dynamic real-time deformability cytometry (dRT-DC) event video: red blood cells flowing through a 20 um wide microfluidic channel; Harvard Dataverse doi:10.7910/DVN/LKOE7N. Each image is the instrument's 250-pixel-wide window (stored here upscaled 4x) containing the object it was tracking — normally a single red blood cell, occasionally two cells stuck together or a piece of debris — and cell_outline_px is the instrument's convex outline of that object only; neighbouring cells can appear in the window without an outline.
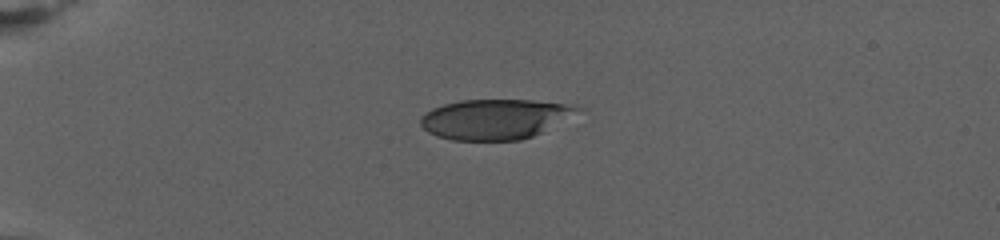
{"species": "human", "species_latin": "Homo sapiens", "temperature_condition": "warm", "stored_images_in_passage": 57, "camera_frame_rate_fps": 3000, "um_per_image_px": 0.085, "donor": {"sex": "female"}, "frame": {"image": 1, "passage_image": 1, "time_ms": 0.0, "image_size_px": [1000, 240], "cell_outline_px": [[584, 108], [540, 132], [532, 136], [520, 140], [452, 140], [436, 136], [428, 132], [420, 124], [420, 116], [432, 108], [444, 104], [460, 100], [532, 100], [564, 104]], "centroid_in_image_um": [41.98, 10.12], "position_along_channel_um": 43.0, "area_um2": 36.13}}
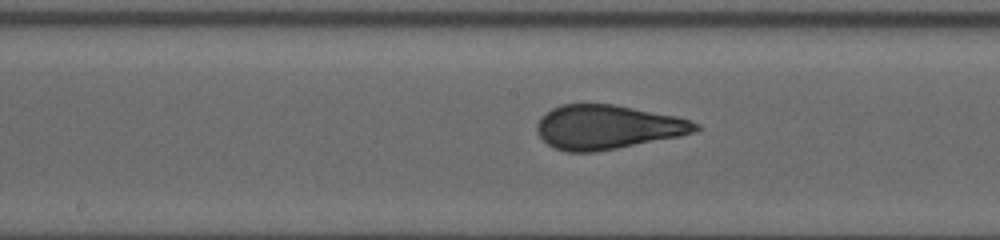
{"frame": {"image": 2, "passage_image": 23, "time_ms": 7.333, "image_size_px": [1000, 240], "cell_outline_px": [[700, 128], [696, 132], [680, 136], [596, 152], [568, 152], [552, 148], [536, 132], [536, 124], [540, 116], [552, 108], [560, 104], [612, 104], [676, 116], [700, 124]], "centroid_in_image_um": [51.6, 10.81], "position_along_channel_um": 196.6, "area_um2": 40.86}}
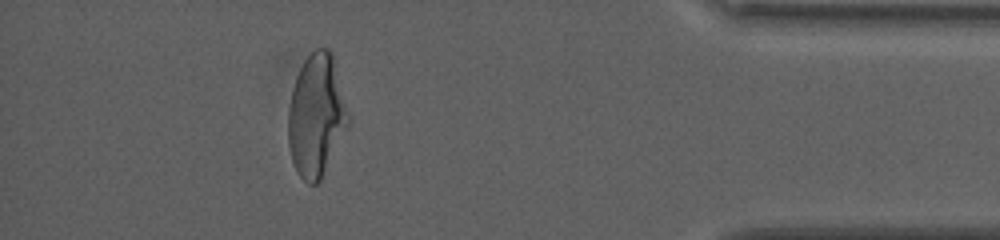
{"frame": {"image": 3, "passage_image": 50, "time_ms": 16.333, "image_size_px": [1000, 240], "cell_outline_px": [[352, 116], [348, 128], [320, 180], [316, 184], [308, 184], [296, 172], [292, 160], [288, 144], [288, 108], [292, 88], [296, 76], [304, 60], [316, 48], [332, 48]], "centroid_in_image_um": [26.94, 9.77], "position_along_channel_um": 408.3, "area_um2": 43.99}, "authors_computed_cell_mechanics": {"area_um2": 40.8646, "velocity_mm_per_s": 2.7643, "shape_relaxation_time_tau1_ms": 6.7471, "shape_relaxation_time_tau2_ms": null, "deformation_change_tau1": 0.2363, "deformation_change_tau2": null}}